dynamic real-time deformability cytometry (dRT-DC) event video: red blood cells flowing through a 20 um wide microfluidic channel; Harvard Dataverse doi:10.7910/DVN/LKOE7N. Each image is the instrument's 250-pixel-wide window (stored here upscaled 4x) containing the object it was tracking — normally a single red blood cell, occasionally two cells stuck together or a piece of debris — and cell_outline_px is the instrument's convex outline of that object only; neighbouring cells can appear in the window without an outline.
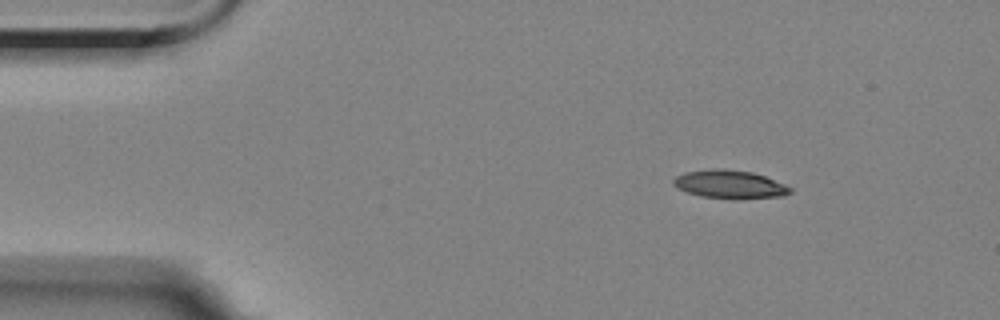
{"species": "Egyptian fruit bat (a non-hibernating species)", "species_latin": "Rousettus aegyptiacus", "temperature_condition": "room temperature", "stored_images_in_passage": 3, "camera_frame_rate_fps": 3000, "um_per_image_px": 0.085, "animal": {"sex": "female"}, "frame": {"image": 1, "passage_image": 1, "time_ms": 0.0, "image_size_px": [1000, 320], "cell_outline_px": [[792, 192], [784, 196], [732, 200], [704, 196], [688, 192], [676, 188], [672, 184], [672, 180], [676, 176], [684, 172], [712, 168], [724, 168], [752, 172], [764, 176], [784, 184], [792, 188]], "centroid_in_image_um": [62.02, 15.67], "position_along_channel_um": 23.0, "area_um2": 19.54}}